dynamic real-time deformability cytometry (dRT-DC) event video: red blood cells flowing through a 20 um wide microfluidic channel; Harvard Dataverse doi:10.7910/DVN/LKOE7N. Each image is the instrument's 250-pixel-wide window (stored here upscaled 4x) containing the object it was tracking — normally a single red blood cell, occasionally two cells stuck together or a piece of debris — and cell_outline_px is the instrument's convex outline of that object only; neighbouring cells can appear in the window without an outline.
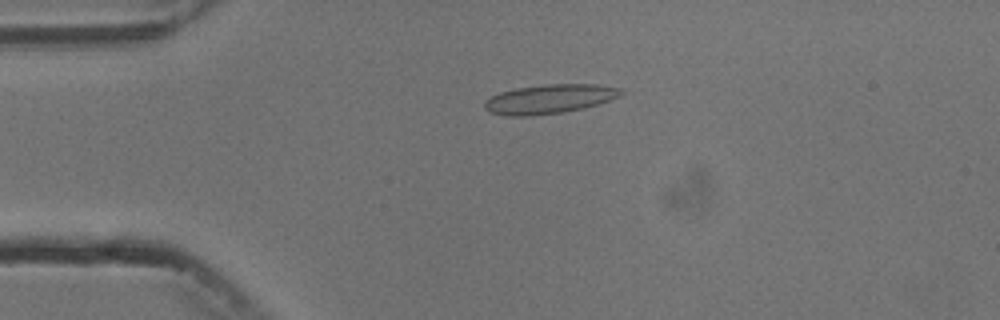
{"species": "common noctule bat (a hibernating species)", "species_latin": "Nyctalus noctula", "temperature_condition": "cold", "stored_images_in_passage": 5, "camera_frame_rate_fps": 3000, "um_per_image_px": 0.085, "animal": {"sex": "male", "body_mass_g": 13.3}, "frame": {"image": 1, "passage_image": 3, "time_ms": 2.333, "image_size_px": [1000, 320], "cell_outline_px": [[624, 92], [620, 96], [584, 108], [564, 112], [524, 116], [508, 116], [488, 112], [484, 108], [484, 100], [500, 92], [516, 88], [544, 84], [596, 84], [624, 88]], "centroid_in_image_um": [46.7, 8.4], "position_along_channel_um": 38.3, "area_um2": 23.29}}
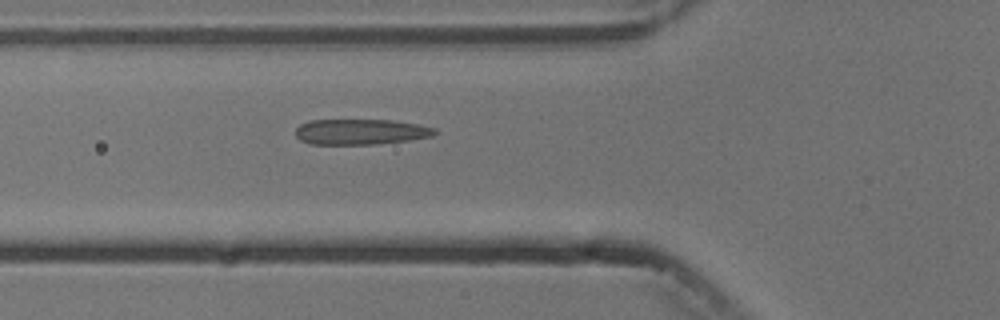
{"frame": {"image": 2, "passage_image": 5, "time_ms": 4.667, "image_size_px": [1000, 320], "cell_outline_px": [[436, 132], [432, 136], [408, 140], [376, 144], [312, 144], [300, 140], [296, 136], [296, 128], [300, 124], [308, 120], [392, 120], [420, 124], [436, 128]], "centroid_in_image_um": [30.65, 11.19], "position_along_channel_um": 95.1, "area_um2": 20.75}}